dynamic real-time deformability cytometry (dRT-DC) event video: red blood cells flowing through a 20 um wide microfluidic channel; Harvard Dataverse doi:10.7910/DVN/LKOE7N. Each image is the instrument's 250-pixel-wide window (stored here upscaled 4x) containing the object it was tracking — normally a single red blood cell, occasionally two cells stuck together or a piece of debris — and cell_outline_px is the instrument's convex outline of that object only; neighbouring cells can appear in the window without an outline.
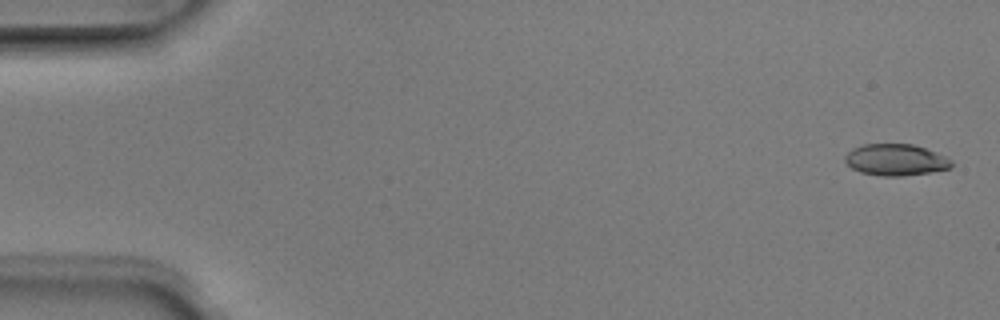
{"species": "Egyptian fruit bat (a non-hibernating species)", "species_latin": "Rousettus aegyptiacus", "temperature_condition": "room temperature", "stored_images_in_passage": 4, "camera_frame_rate_fps": 3000, "um_per_image_px": 0.085, "animal": {"sex": "male"}, "frame": {"image": 1, "passage_image": 1, "time_ms": 0.0, "image_size_px": [1000, 320], "cell_outline_px": [[952, 168], [932, 172], [904, 176], [880, 176], [860, 172], [852, 168], [844, 160], [844, 156], [852, 148], [864, 144], [912, 144], [936, 152], [952, 160]], "centroid_in_image_um": [76.13, 13.59], "position_along_channel_um": 8.9, "area_um2": 19.65}}
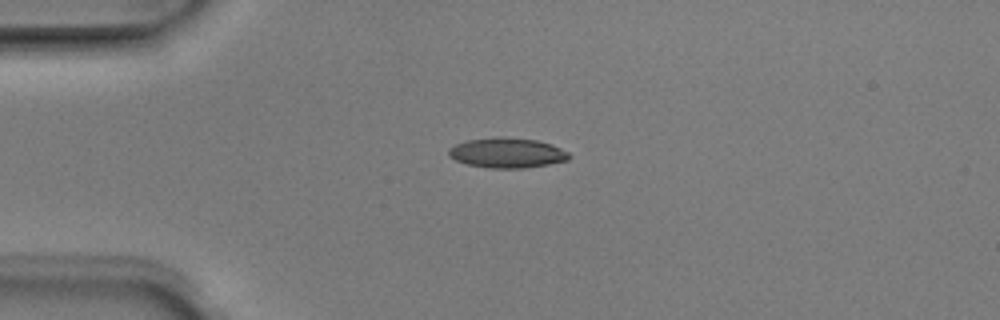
{"frame": {"image": 2, "passage_image": 4, "time_ms": 1.0, "image_size_px": [1000, 320], "cell_outline_px": [[572, 156], [568, 160], [548, 164], [524, 168], [488, 168], [468, 164], [456, 160], [448, 156], [448, 148], [456, 144], [468, 140], [496, 136], [504, 136], [536, 140], [552, 144], [568, 152]], "centroid_in_image_um": [43.1, 12.98], "position_along_channel_um": 41.9, "area_um2": 21.21}}